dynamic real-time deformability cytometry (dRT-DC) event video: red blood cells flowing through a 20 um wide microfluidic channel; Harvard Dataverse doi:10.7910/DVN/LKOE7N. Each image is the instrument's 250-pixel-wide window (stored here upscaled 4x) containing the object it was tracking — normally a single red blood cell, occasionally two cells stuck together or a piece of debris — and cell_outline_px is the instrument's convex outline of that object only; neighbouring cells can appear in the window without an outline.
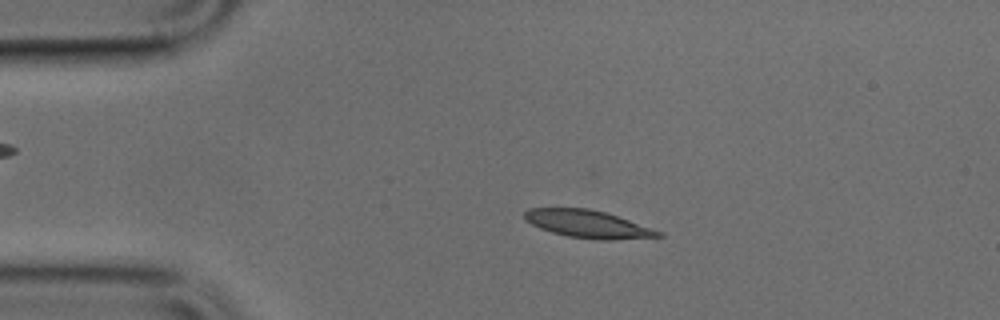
{"species": "common noctule bat (a hibernating species)", "species_latin": "Nyctalus noctula", "temperature_condition": "cold", "stored_images_in_passage": 48, "camera_frame_rate_fps": 3000, "um_per_image_px": 0.085, "animal": {"sex": "male", "body_mass_g": 17.9, "forearm_length_mm": 54.2}, "frame": {"image": 1, "passage_image": 9, "time_ms": 2.667, "image_size_px": [1000, 320], "cell_outline_px": [[664, 236], [616, 240], [600, 240], [568, 236], [552, 232], [540, 228], [524, 220], [524, 212], [528, 208], [588, 208], [604, 212], [664, 232]], "centroid_in_image_um": [49.97, 19.05], "position_along_channel_um": 35.0, "area_um2": 21.44}}
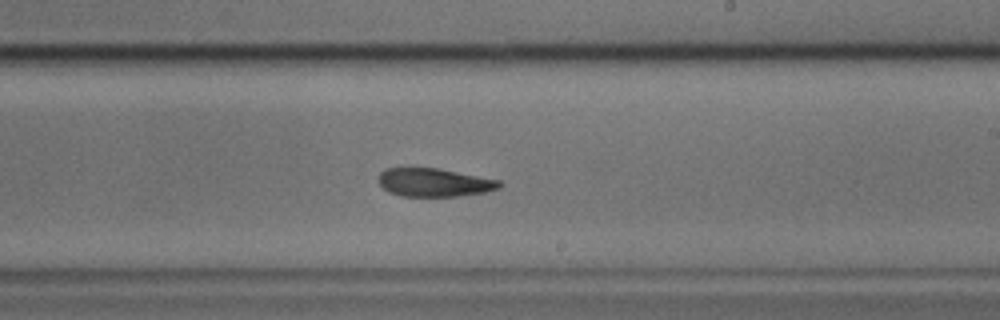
{"frame": {"image": 2, "passage_image": 28, "time_ms": 9.0, "image_size_px": [1000, 320], "cell_outline_px": [[504, 184], [500, 188], [484, 192], [456, 196], [404, 196], [388, 192], [380, 184], [380, 172], [384, 168], [436, 168], [500, 180]], "centroid_in_image_um": [36.92, 15.51], "position_along_channel_um": 252.1, "area_um2": 19.77}}
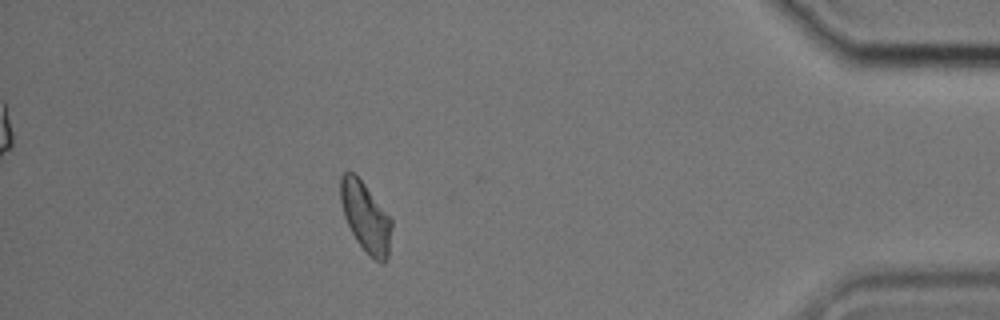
{"frame": {"image": 3, "passage_image": 43, "time_ms": 14.0, "image_size_px": [1000, 320], "cell_outline_px": [[392, 228], [388, 260], [384, 264], [380, 264], [368, 256], [356, 240], [344, 216], [340, 200], [340, 176], [344, 172], [352, 172], [364, 184], [392, 220]], "centroid_in_image_um": [31.09, 18.52], "position_along_channel_um": 404.1, "area_um2": 20.81}}